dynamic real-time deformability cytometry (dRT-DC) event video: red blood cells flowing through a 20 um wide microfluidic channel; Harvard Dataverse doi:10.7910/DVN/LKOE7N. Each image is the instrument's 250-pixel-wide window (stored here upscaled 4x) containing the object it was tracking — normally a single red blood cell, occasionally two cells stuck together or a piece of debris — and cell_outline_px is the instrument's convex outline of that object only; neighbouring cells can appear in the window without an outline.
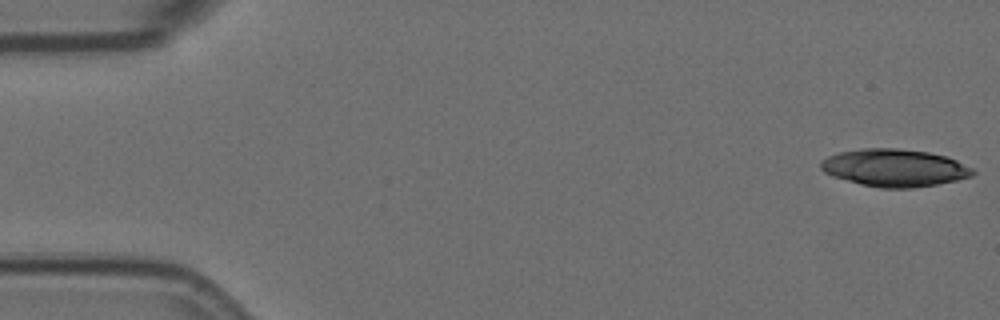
{"species": "Egyptian fruit bat (a non-hibernating species)", "species_latin": "Rousettus aegyptiacus", "temperature_condition": "room temperature", "stored_images_in_passage": 5, "camera_frame_rate_fps": 3000, "um_per_image_px": 0.085, "animal": {"sex": "female"}, "frame": {"image": 1, "passage_image": 1, "time_ms": 0.0, "image_size_px": [1000, 320], "cell_outline_px": [[976, 172], [972, 176], [956, 180], [936, 184], [912, 188], [880, 188], [860, 184], [832, 176], [824, 172], [820, 168], [820, 160], [828, 156], [840, 152], [860, 148], [896, 148], [928, 152], [944, 156], [956, 160], [972, 168]], "centroid_in_image_um": [76.0, 14.26], "position_along_channel_um": 9.0, "area_um2": 33.18}}